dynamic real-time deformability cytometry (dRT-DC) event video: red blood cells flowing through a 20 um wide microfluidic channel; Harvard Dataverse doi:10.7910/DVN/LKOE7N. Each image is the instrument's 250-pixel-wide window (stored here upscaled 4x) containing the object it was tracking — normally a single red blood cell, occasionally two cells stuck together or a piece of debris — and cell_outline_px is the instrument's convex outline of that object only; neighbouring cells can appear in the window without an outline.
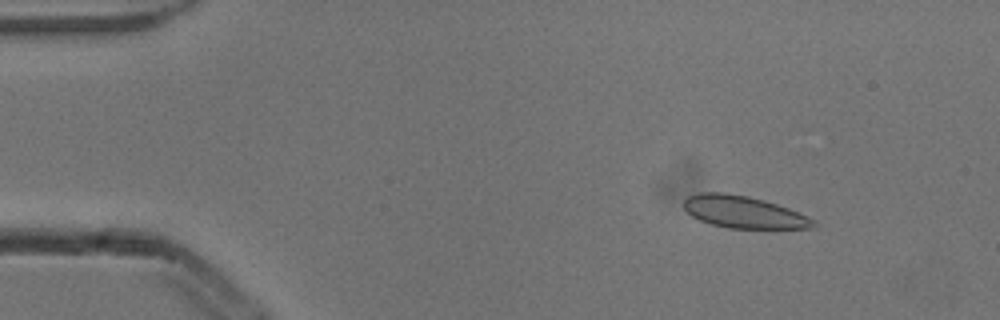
{"species": "common noctule bat (a hibernating species)", "species_latin": "Nyctalus noctula", "temperature_condition": "cold", "stored_images_in_passage": 5, "camera_frame_rate_fps": 3000, "um_per_image_px": 0.085, "animal": {"sex": "male", "body_mass_g": 13.3}, "frame": {"image": 1, "passage_image": 3, "time_ms": 0.667, "image_size_px": [1000, 320], "cell_outline_px": [[816, 224], [812, 228], [728, 228], [712, 224], [700, 220], [692, 216], [684, 208], [684, 200], [688, 196], [700, 192], [724, 192], [748, 196], [764, 200], [788, 208], [808, 216], [816, 220]], "centroid_in_image_um": [63.21, 18.02], "position_along_channel_um": 21.8, "area_um2": 24.16}}